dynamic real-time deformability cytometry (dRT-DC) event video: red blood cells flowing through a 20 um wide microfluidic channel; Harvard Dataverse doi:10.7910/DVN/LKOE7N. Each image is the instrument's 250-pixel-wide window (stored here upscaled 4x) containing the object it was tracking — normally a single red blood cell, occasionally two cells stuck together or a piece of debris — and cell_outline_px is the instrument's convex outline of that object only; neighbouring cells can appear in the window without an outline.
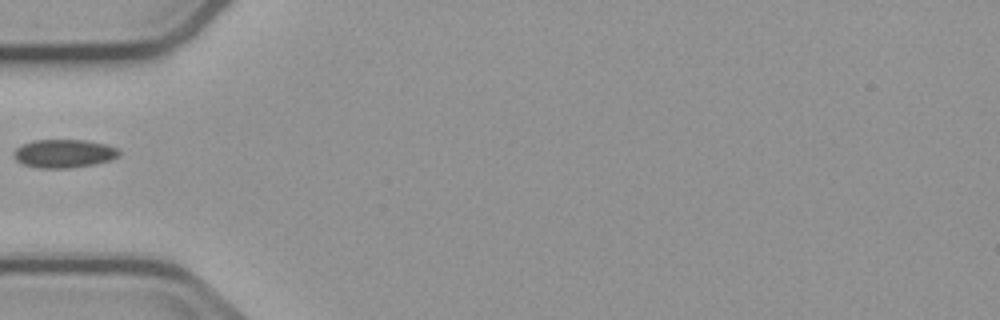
{"species": "common noctule bat (a hibernating species)", "species_latin": "Nyctalus noctula", "temperature_condition": "cold", "stored_images_in_passage": 2, "camera_frame_rate_fps": 3000, "um_per_image_px": 0.085, "animal": {"sex": "male", "body_mass_g": 23.1, "forearm_length_mm": 52.7}, "frame": {"image": 1, "passage_image": 1, "time_ms": 0.0, "image_size_px": [1000, 320], "cell_outline_px": [[120, 156], [108, 160], [92, 164], [68, 168], [36, 168], [24, 164], [16, 160], [16, 148], [32, 140], [84, 140], [104, 144], [116, 148], [120, 152]], "centroid_in_image_um": [5.44, 13.05], "position_along_channel_um": 79.6, "area_um2": 17.05}}
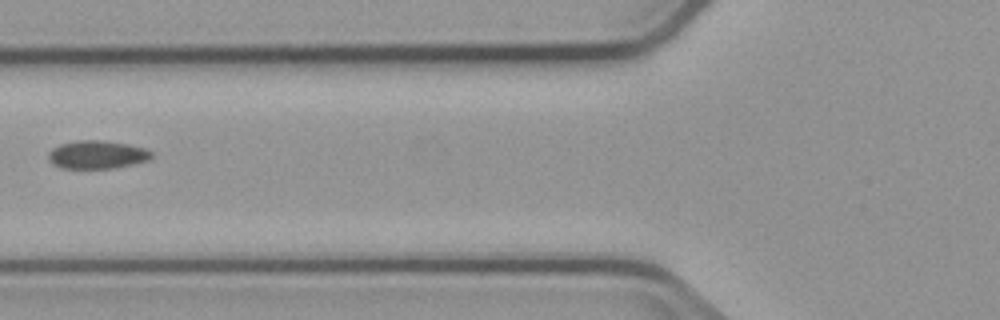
{"frame": {"image": 2, "passage_image": 2, "time_ms": 1.0, "image_size_px": [1000, 320], "cell_outline_px": [[152, 156], [148, 160], [132, 164], [112, 168], [60, 168], [52, 164], [48, 156], [48, 152], [52, 148], [60, 144], [80, 140], [104, 140], [128, 144], [148, 148], [152, 152]], "centroid_in_image_um": [8.25, 13.13], "position_along_channel_um": 117.5, "area_um2": 16.99}}